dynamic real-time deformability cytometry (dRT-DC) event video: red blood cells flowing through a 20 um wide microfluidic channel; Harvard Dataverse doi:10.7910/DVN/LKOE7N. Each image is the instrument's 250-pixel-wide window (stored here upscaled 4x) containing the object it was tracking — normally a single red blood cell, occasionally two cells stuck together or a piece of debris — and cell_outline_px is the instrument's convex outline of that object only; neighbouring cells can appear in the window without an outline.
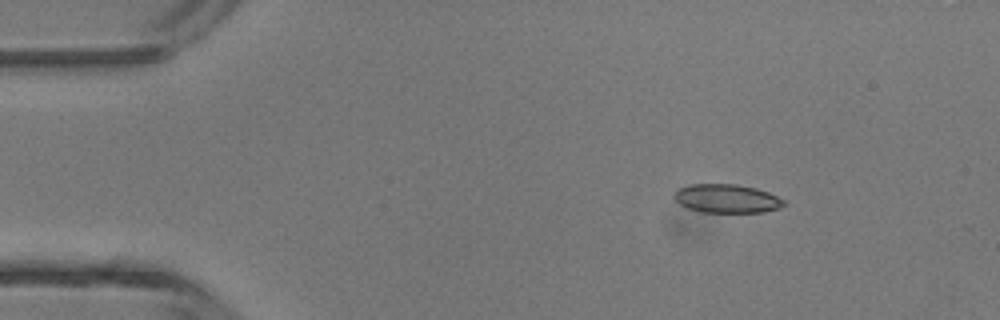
{"species": "common noctule bat (a hibernating species)", "species_latin": "Nyctalus noctula", "temperature_condition": "room temperature", "stored_images_in_passage": 3, "camera_frame_rate_fps": 3000, "um_per_image_px": 0.085, "animal": {"sex": "male", "body_mass_g": 13.3}, "frame": {"image": 1, "passage_image": 1, "time_ms": 0.0, "image_size_px": [1000, 320], "cell_outline_px": [[788, 204], [780, 208], [764, 212], [700, 212], [688, 208], [680, 204], [672, 196], [680, 188], [692, 184], [736, 184], [756, 188], [768, 192], [784, 200]], "centroid_in_image_um": [61.81, 16.88], "position_along_channel_um": 23.2, "area_um2": 18.32}}